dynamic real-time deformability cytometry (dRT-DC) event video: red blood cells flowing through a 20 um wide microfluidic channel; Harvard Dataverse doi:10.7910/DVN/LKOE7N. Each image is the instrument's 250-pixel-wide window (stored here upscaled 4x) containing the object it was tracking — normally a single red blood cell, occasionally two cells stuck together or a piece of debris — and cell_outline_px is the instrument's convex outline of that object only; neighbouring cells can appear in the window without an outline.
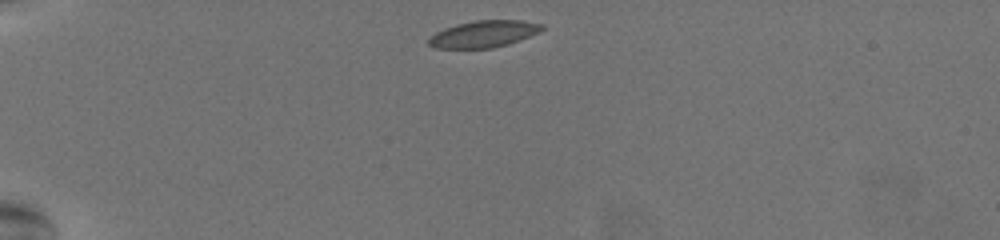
{"species": "common noctule bat (a hibernating species)", "species_latin": "Nyctalus noctula", "temperature_condition": "warm", "stored_images_in_passage": 36, "camera_frame_rate_fps": 3000, "um_per_image_px": 0.085, "animal": {"sex": "female", "body_mass_g": 19.5, "forearm_length_mm": 54.1}, "frame": {"image": 1, "passage_image": 1, "time_ms": 0.0, "image_size_px": [1000, 240], "cell_outline_px": [[544, 28], [540, 32], [520, 40], [508, 44], [492, 48], [432, 48], [428, 44], [428, 40], [436, 32], [444, 28], [456, 24], [476, 20], [524, 20], [544, 24]], "centroid_in_image_um": [41.14, 2.88], "position_along_channel_um": 43.9, "area_um2": 17.8}}
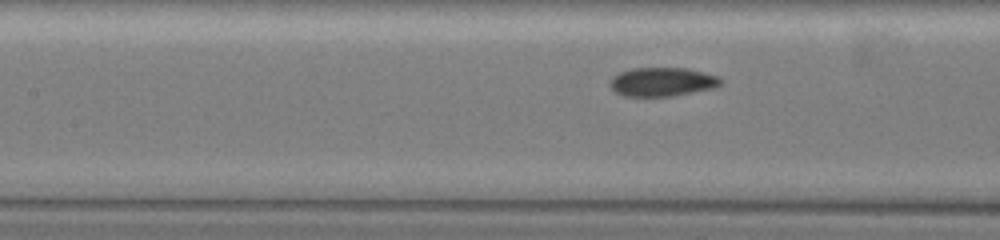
{"frame": {"image": 2, "passage_image": 14, "time_ms": 4.333, "image_size_px": [1000, 240], "cell_outline_px": [[724, 84], [712, 88], [672, 96], [624, 96], [616, 92], [608, 84], [612, 76], [620, 72], [632, 68], [688, 68], [720, 76], [724, 80]], "centroid_in_image_um": [56.32, 6.95], "position_along_channel_um": 151.1, "area_um2": 18.79}}
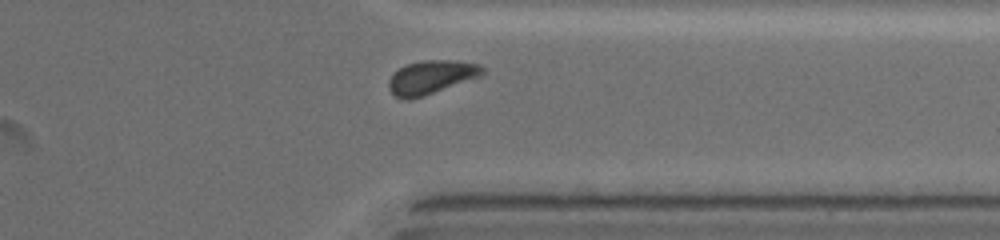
{"frame": {"image": 3, "passage_image": 32, "time_ms": 10.333, "image_size_px": [1000, 240], "cell_outline_px": [[484, 76], [408, 100], [404, 100], [396, 96], [388, 88], [388, 80], [400, 68], [408, 64], [424, 60], [456, 60], [480, 64], [484, 68]], "centroid_in_image_um": [36.7, 6.55], "position_along_channel_um": 374.7, "area_um2": 18.26}, "authors_computed_cell_mechanics": {"area_um2": 18.5538, "velocity_mm_per_s": 3.7305, "shape_relaxation_time_tau1_ms": 5.9612, "shape_relaxation_time_tau2_ms": 2.8241, "deformation_change_tau1": 0.1212, "deformation_change_tau2": 0.0555}}